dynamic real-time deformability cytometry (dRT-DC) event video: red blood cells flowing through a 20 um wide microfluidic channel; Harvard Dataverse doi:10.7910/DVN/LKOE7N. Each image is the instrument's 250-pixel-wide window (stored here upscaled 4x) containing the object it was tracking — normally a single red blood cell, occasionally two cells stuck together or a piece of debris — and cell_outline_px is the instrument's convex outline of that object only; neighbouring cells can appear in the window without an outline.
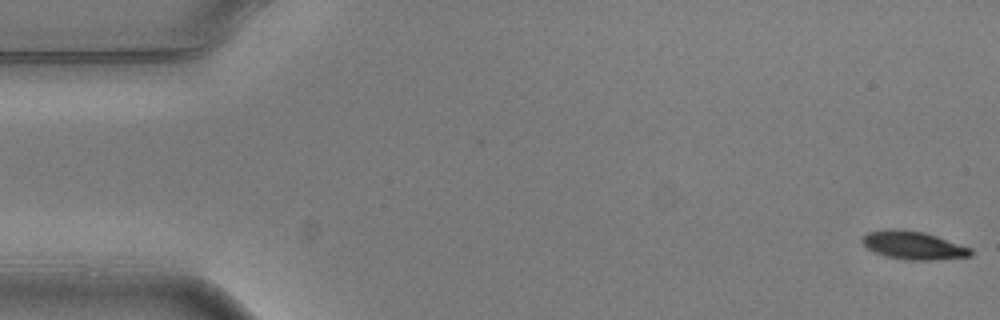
{"species": "common noctule bat (a hibernating species)", "species_latin": "Nyctalus noctula", "temperature_condition": "warm", "stored_images_in_passage": 6, "camera_frame_rate_fps": 3000, "um_per_image_px": 0.085, "animal": {"sex": "male", "body_mass_g": 20.5, "forearm_length_mm": 52.5}, "frame": {"image": 1, "passage_image": 1, "time_ms": 0.0, "image_size_px": [1000, 320], "cell_outline_px": [[972, 256], [928, 260], [908, 260], [888, 256], [872, 252], [860, 240], [868, 232], [892, 228], [924, 232], [972, 248]], "centroid_in_image_um": [77.63, 20.85], "position_along_channel_um": 7.4, "area_um2": 17.63}}
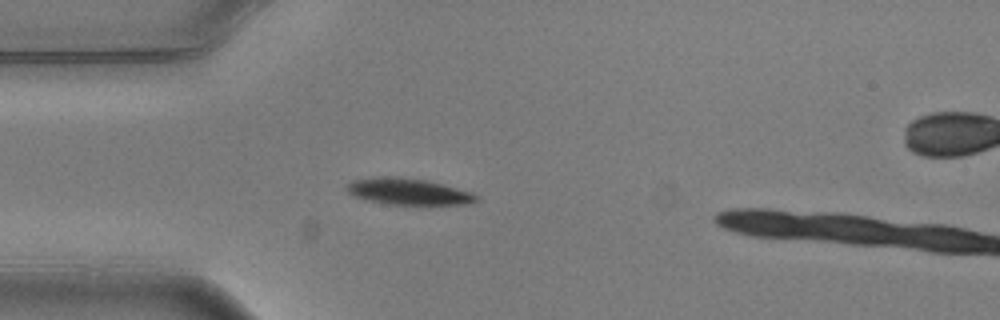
{"frame": {"image": 2, "passage_image": 5, "time_ms": 1.333, "image_size_px": [1000, 320], "cell_outline_px": [[480, 200], [472, 204], [388, 204], [368, 200], [356, 196], [348, 192], [344, 188], [352, 180], [372, 176], [400, 176], [428, 180], [472, 192], [480, 196]], "centroid_in_image_um": [34.74, 16.26], "position_along_channel_um": 50.3, "area_um2": 20.23}}